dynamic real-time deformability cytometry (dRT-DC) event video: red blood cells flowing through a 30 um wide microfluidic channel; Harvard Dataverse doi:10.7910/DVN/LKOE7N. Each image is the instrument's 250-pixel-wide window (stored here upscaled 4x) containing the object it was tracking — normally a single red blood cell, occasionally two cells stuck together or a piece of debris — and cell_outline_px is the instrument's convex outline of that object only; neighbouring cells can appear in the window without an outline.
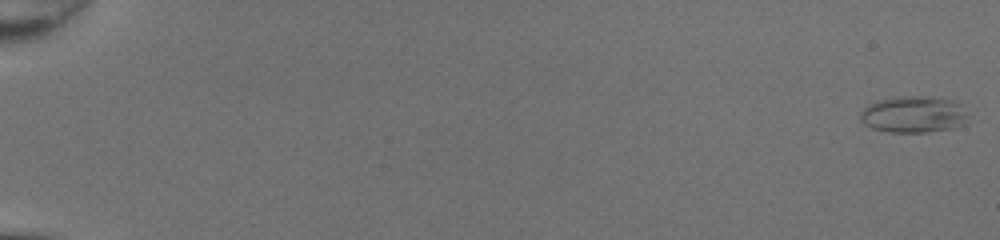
{"species": "common noctule bat (a hibernating species)", "species_latin": "Nyctalus noctula", "temperature_condition": "room temperature", "stored_images_in_passage": 51, "camera_frame_rate_fps": 3000, "um_per_image_px": 0.085, "animal": {"sex": "female", "body_mass_g": 20.0, "forearm_length_mm": 54.0}, "frame": {"image": 1, "passage_image": 1, "time_ms": 0.0, "image_size_px": [1000, 240], "cell_outline_px": [[968, 124], [952, 128], [928, 132], [888, 132], [872, 128], [864, 124], [860, 120], [860, 112], [868, 104], [880, 100], [900, 96], [924, 96], [952, 100], [960, 104]], "centroid_in_image_um": [77.62, 9.74], "position_along_channel_um": 7.4, "area_um2": 22.89}}
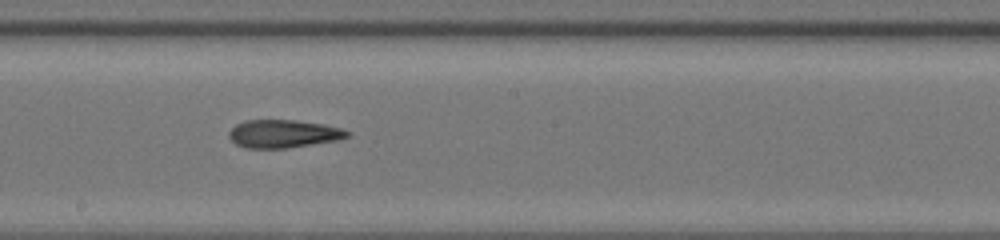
{"frame": {"image": 2, "passage_image": 31, "time_ms": 10.0, "image_size_px": [1000, 240], "cell_outline_px": [[352, 136], [336, 140], [288, 148], [244, 148], [236, 144], [228, 136], [228, 132], [236, 124], [244, 120], [296, 120], [324, 124], [340, 128], [352, 132]], "centroid_in_image_um": [24.09, 11.37], "position_along_channel_um": 224.1, "area_um2": 19.42}}
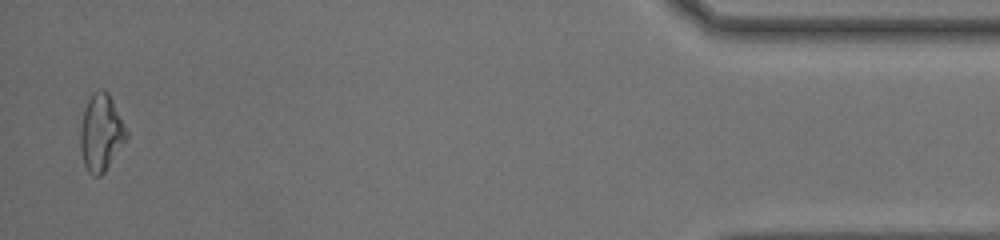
{"frame": {"image": 3, "passage_image": 50, "time_ms": 16.333, "image_size_px": [1000, 240], "cell_outline_px": [[128, 136], [104, 172], [100, 176], [92, 176], [88, 172], [84, 164], [80, 148], [80, 128], [84, 108], [92, 92], [108, 92], [128, 132]], "centroid_in_image_um": [8.57, 11.31], "position_along_channel_um": 426.6, "area_um2": 20.29}, "authors_computed_cell_mechanics": {"area_um2": 20.519, "velocity_mm_per_s": 4.3442, "shape_relaxation_time_tau1_ms": null, "shape_relaxation_time_tau2_ms": 2.8362, "deformation_change_tau1": null, "deformation_change_tau2": 0.1287}}